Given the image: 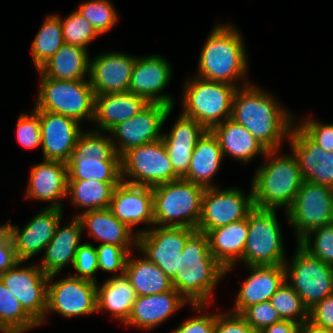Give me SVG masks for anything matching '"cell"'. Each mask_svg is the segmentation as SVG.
Here are the masks:
<instances>
[{"label": "cell", "instance_id": "obj_1", "mask_svg": "<svg viewBox=\"0 0 333 333\" xmlns=\"http://www.w3.org/2000/svg\"><path fill=\"white\" fill-rule=\"evenodd\" d=\"M270 93L253 82L237 88L231 119L249 130L267 150L282 149L296 116Z\"/></svg>", "mask_w": 333, "mask_h": 333}, {"label": "cell", "instance_id": "obj_2", "mask_svg": "<svg viewBox=\"0 0 333 333\" xmlns=\"http://www.w3.org/2000/svg\"><path fill=\"white\" fill-rule=\"evenodd\" d=\"M242 36L232 23H217L202 46L195 76L237 88L250 84L249 58Z\"/></svg>", "mask_w": 333, "mask_h": 333}, {"label": "cell", "instance_id": "obj_3", "mask_svg": "<svg viewBox=\"0 0 333 333\" xmlns=\"http://www.w3.org/2000/svg\"><path fill=\"white\" fill-rule=\"evenodd\" d=\"M225 269L210 252L205 233L195 231L179 254V271L171 279L173 288L190 305H212L214 289L224 278Z\"/></svg>", "mask_w": 333, "mask_h": 333}, {"label": "cell", "instance_id": "obj_4", "mask_svg": "<svg viewBox=\"0 0 333 333\" xmlns=\"http://www.w3.org/2000/svg\"><path fill=\"white\" fill-rule=\"evenodd\" d=\"M280 150L267 151L264 164L257 167L250 184L255 207L284 208L286 212L292 206L304 179L292 151L285 155Z\"/></svg>", "mask_w": 333, "mask_h": 333}, {"label": "cell", "instance_id": "obj_5", "mask_svg": "<svg viewBox=\"0 0 333 333\" xmlns=\"http://www.w3.org/2000/svg\"><path fill=\"white\" fill-rule=\"evenodd\" d=\"M66 164L68 180L122 181L121 157L108 132L84 130Z\"/></svg>", "mask_w": 333, "mask_h": 333}, {"label": "cell", "instance_id": "obj_6", "mask_svg": "<svg viewBox=\"0 0 333 333\" xmlns=\"http://www.w3.org/2000/svg\"><path fill=\"white\" fill-rule=\"evenodd\" d=\"M152 190L154 225L197 229L205 188L180 178Z\"/></svg>", "mask_w": 333, "mask_h": 333}, {"label": "cell", "instance_id": "obj_7", "mask_svg": "<svg viewBox=\"0 0 333 333\" xmlns=\"http://www.w3.org/2000/svg\"><path fill=\"white\" fill-rule=\"evenodd\" d=\"M39 90L34 111L61 114L83 123L95 115V93L89 80H57L45 77L39 70ZM85 120V121H84Z\"/></svg>", "mask_w": 333, "mask_h": 333}, {"label": "cell", "instance_id": "obj_8", "mask_svg": "<svg viewBox=\"0 0 333 333\" xmlns=\"http://www.w3.org/2000/svg\"><path fill=\"white\" fill-rule=\"evenodd\" d=\"M237 87L197 76L185 81L181 114L195 119L207 130L231 118L232 102Z\"/></svg>", "mask_w": 333, "mask_h": 333}, {"label": "cell", "instance_id": "obj_9", "mask_svg": "<svg viewBox=\"0 0 333 333\" xmlns=\"http://www.w3.org/2000/svg\"><path fill=\"white\" fill-rule=\"evenodd\" d=\"M276 211L254 207L248 214V237L242 256L245 266L284 265L287 260Z\"/></svg>", "mask_w": 333, "mask_h": 333}, {"label": "cell", "instance_id": "obj_10", "mask_svg": "<svg viewBox=\"0 0 333 333\" xmlns=\"http://www.w3.org/2000/svg\"><path fill=\"white\" fill-rule=\"evenodd\" d=\"M291 262L285 261V280L310 309L333 294V267L311 256L298 243Z\"/></svg>", "mask_w": 333, "mask_h": 333}, {"label": "cell", "instance_id": "obj_11", "mask_svg": "<svg viewBox=\"0 0 333 333\" xmlns=\"http://www.w3.org/2000/svg\"><path fill=\"white\" fill-rule=\"evenodd\" d=\"M121 178L126 183L151 187L180 179L162 139L126 151L121 156Z\"/></svg>", "mask_w": 333, "mask_h": 333}, {"label": "cell", "instance_id": "obj_12", "mask_svg": "<svg viewBox=\"0 0 333 333\" xmlns=\"http://www.w3.org/2000/svg\"><path fill=\"white\" fill-rule=\"evenodd\" d=\"M57 275H49L46 311L44 320L39 325L47 322V317L51 313H56L64 318L97 313V283L74 277L71 274L54 281Z\"/></svg>", "mask_w": 333, "mask_h": 333}, {"label": "cell", "instance_id": "obj_13", "mask_svg": "<svg viewBox=\"0 0 333 333\" xmlns=\"http://www.w3.org/2000/svg\"><path fill=\"white\" fill-rule=\"evenodd\" d=\"M284 214L298 243L311 230L333 223V188L303 181L292 206Z\"/></svg>", "mask_w": 333, "mask_h": 333}, {"label": "cell", "instance_id": "obj_14", "mask_svg": "<svg viewBox=\"0 0 333 333\" xmlns=\"http://www.w3.org/2000/svg\"><path fill=\"white\" fill-rule=\"evenodd\" d=\"M254 207L252 187L248 194L238 187L206 188L196 231L206 233L208 230L243 220Z\"/></svg>", "mask_w": 333, "mask_h": 333}, {"label": "cell", "instance_id": "obj_15", "mask_svg": "<svg viewBox=\"0 0 333 333\" xmlns=\"http://www.w3.org/2000/svg\"><path fill=\"white\" fill-rule=\"evenodd\" d=\"M173 109L162 103H149L134 117L114 126L108 133L116 153L121 157L131 148L160 140Z\"/></svg>", "mask_w": 333, "mask_h": 333}, {"label": "cell", "instance_id": "obj_16", "mask_svg": "<svg viewBox=\"0 0 333 333\" xmlns=\"http://www.w3.org/2000/svg\"><path fill=\"white\" fill-rule=\"evenodd\" d=\"M195 231L187 227L154 225L148 231L138 234L137 250L172 279L179 271V254Z\"/></svg>", "mask_w": 333, "mask_h": 333}, {"label": "cell", "instance_id": "obj_17", "mask_svg": "<svg viewBox=\"0 0 333 333\" xmlns=\"http://www.w3.org/2000/svg\"><path fill=\"white\" fill-rule=\"evenodd\" d=\"M24 263L18 261L5 270L0 279L16 296L23 309L40 324L44 320L46 311L49 276L43 272L38 263L25 266Z\"/></svg>", "mask_w": 333, "mask_h": 333}, {"label": "cell", "instance_id": "obj_18", "mask_svg": "<svg viewBox=\"0 0 333 333\" xmlns=\"http://www.w3.org/2000/svg\"><path fill=\"white\" fill-rule=\"evenodd\" d=\"M172 67L160 54L137 56L129 92L144 97L149 103H162L174 108V97L163 93L172 80Z\"/></svg>", "mask_w": 333, "mask_h": 333}, {"label": "cell", "instance_id": "obj_19", "mask_svg": "<svg viewBox=\"0 0 333 333\" xmlns=\"http://www.w3.org/2000/svg\"><path fill=\"white\" fill-rule=\"evenodd\" d=\"M62 213L63 209L45 207L22 229L18 225H12L11 219L6 221L18 261L27 262L38 253L44 252L62 220Z\"/></svg>", "mask_w": 333, "mask_h": 333}, {"label": "cell", "instance_id": "obj_20", "mask_svg": "<svg viewBox=\"0 0 333 333\" xmlns=\"http://www.w3.org/2000/svg\"><path fill=\"white\" fill-rule=\"evenodd\" d=\"M109 209L119 221L127 224L137 234L148 231L154 226L152 187L121 181L113 191ZM141 224L148 226L143 229L134 228Z\"/></svg>", "mask_w": 333, "mask_h": 333}, {"label": "cell", "instance_id": "obj_21", "mask_svg": "<svg viewBox=\"0 0 333 333\" xmlns=\"http://www.w3.org/2000/svg\"><path fill=\"white\" fill-rule=\"evenodd\" d=\"M90 58L88 78L95 95L129 92L137 56L114 50Z\"/></svg>", "mask_w": 333, "mask_h": 333}, {"label": "cell", "instance_id": "obj_22", "mask_svg": "<svg viewBox=\"0 0 333 333\" xmlns=\"http://www.w3.org/2000/svg\"><path fill=\"white\" fill-rule=\"evenodd\" d=\"M35 112L40 120L42 159L67 163L85 129L71 117L47 111Z\"/></svg>", "mask_w": 333, "mask_h": 333}, {"label": "cell", "instance_id": "obj_23", "mask_svg": "<svg viewBox=\"0 0 333 333\" xmlns=\"http://www.w3.org/2000/svg\"><path fill=\"white\" fill-rule=\"evenodd\" d=\"M288 143L304 181L333 188V151L323 150L296 122L292 126Z\"/></svg>", "mask_w": 333, "mask_h": 333}, {"label": "cell", "instance_id": "obj_24", "mask_svg": "<svg viewBox=\"0 0 333 333\" xmlns=\"http://www.w3.org/2000/svg\"><path fill=\"white\" fill-rule=\"evenodd\" d=\"M25 197L31 200L51 202L47 207L63 209L67 198V164L44 160L31 167Z\"/></svg>", "mask_w": 333, "mask_h": 333}, {"label": "cell", "instance_id": "obj_25", "mask_svg": "<svg viewBox=\"0 0 333 333\" xmlns=\"http://www.w3.org/2000/svg\"><path fill=\"white\" fill-rule=\"evenodd\" d=\"M190 303L174 288L167 292L137 296L133 308L124 325L151 331L156 329L182 307Z\"/></svg>", "mask_w": 333, "mask_h": 333}, {"label": "cell", "instance_id": "obj_26", "mask_svg": "<svg viewBox=\"0 0 333 333\" xmlns=\"http://www.w3.org/2000/svg\"><path fill=\"white\" fill-rule=\"evenodd\" d=\"M251 271L243 281L230 312L241 314L247 307L270 301L285 281L284 265H247Z\"/></svg>", "mask_w": 333, "mask_h": 333}, {"label": "cell", "instance_id": "obj_27", "mask_svg": "<svg viewBox=\"0 0 333 333\" xmlns=\"http://www.w3.org/2000/svg\"><path fill=\"white\" fill-rule=\"evenodd\" d=\"M207 129L195 119L180 114L170 131L163 132V143L174 172L182 178L188 171L196 143Z\"/></svg>", "mask_w": 333, "mask_h": 333}, {"label": "cell", "instance_id": "obj_28", "mask_svg": "<svg viewBox=\"0 0 333 333\" xmlns=\"http://www.w3.org/2000/svg\"><path fill=\"white\" fill-rule=\"evenodd\" d=\"M78 218L83 230L98 244L116 245L128 253L137 250V236L127 224L119 221L109 208L81 213ZM135 249V250H134Z\"/></svg>", "mask_w": 333, "mask_h": 333}, {"label": "cell", "instance_id": "obj_29", "mask_svg": "<svg viewBox=\"0 0 333 333\" xmlns=\"http://www.w3.org/2000/svg\"><path fill=\"white\" fill-rule=\"evenodd\" d=\"M57 226L56 232L44 249L39 267L46 275L59 274L65 266L73 265L75 254L81 244L83 228L78 217Z\"/></svg>", "mask_w": 333, "mask_h": 333}, {"label": "cell", "instance_id": "obj_30", "mask_svg": "<svg viewBox=\"0 0 333 333\" xmlns=\"http://www.w3.org/2000/svg\"><path fill=\"white\" fill-rule=\"evenodd\" d=\"M205 234L211 254L228 275L237 263H242L248 237V217L208 230Z\"/></svg>", "mask_w": 333, "mask_h": 333}, {"label": "cell", "instance_id": "obj_31", "mask_svg": "<svg viewBox=\"0 0 333 333\" xmlns=\"http://www.w3.org/2000/svg\"><path fill=\"white\" fill-rule=\"evenodd\" d=\"M149 102L131 92L95 95L94 129L109 132L114 126L134 117Z\"/></svg>", "mask_w": 333, "mask_h": 333}, {"label": "cell", "instance_id": "obj_32", "mask_svg": "<svg viewBox=\"0 0 333 333\" xmlns=\"http://www.w3.org/2000/svg\"><path fill=\"white\" fill-rule=\"evenodd\" d=\"M217 137L224 158L248 164L256 156H265L267 149L244 126L229 118L211 129Z\"/></svg>", "mask_w": 333, "mask_h": 333}, {"label": "cell", "instance_id": "obj_33", "mask_svg": "<svg viewBox=\"0 0 333 333\" xmlns=\"http://www.w3.org/2000/svg\"><path fill=\"white\" fill-rule=\"evenodd\" d=\"M223 159L217 137L211 130H207L196 143L189 169L182 178L205 189L217 187L213 182L214 176L220 170Z\"/></svg>", "mask_w": 333, "mask_h": 333}, {"label": "cell", "instance_id": "obj_34", "mask_svg": "<svg viewBox=\"0 0 333 333\" xmlns=\"http://www.w3.org/2000/svg\"><path fill=\"white\" fill-rule=\"evenodd\" d=\"M96 290L97 313L110 312L112 318L124 325L137 297L128 277L125 274L108 277L102 284H96Z\"/></svg>", "mask_w": 333, "mask_h": 333}, {"label": "cell", "instance_id": "obj_35", "mask_svg": "<svg viewBox=\"0 0 333 333\" xmlns=\"http://www.w3.org/2000/svg\"><path fill=\"white\" fill-rule=\"evenodd\" d=\"M89 50L71 44H64L39 71L57 80H89Z\"/></svg>", "mask_w": 333, "mask_h": 333}, {"label": "cell", "instance_id": "obj_36", "mask_svg": "<svg viewBox=\"0 0 333 333\" xmlns=\"http://www.w3.org/2000/svg\"><path fill=\"white\" fill-rule=\"evenodd\" d=\"M125 275L130 280L136 296L152 295L173 289L171 279L155 263L143 255L137 257L134 251L128 255Z\"/></svg>", "mask_w": 333, "mask_h": 333}, {"label": "cell", "instance_id": "obj_37", "mask_svg": "<svg viewBox=\"0 0 333 333\" xmlns=\"http://www.w3.org/2000/svg\"><path fill=\"white\" fill-rule=\"evenodd\" d=\"M120 182H102L94 180H68L67 199H70L72 206L81 208L73 217L81 213L106 209L110 206L112 194Z\"/></svg>", "mask_w": 333, "mask_h": 333}, {"label": "cell", "instance_id": "obj_38", "mask_svg": "<svg viewBox=\"0 0 333 333\" xmlns=\"http://www.w3.org/2000/svg\"><path fill=\"white\" fill-rule=\"evenodd\" d=\"M31 44L32 60L37 71L65 44L58 14L46 16Z\"/></svg>", "mask_w": 333, "mask_h": 333}, {"label": "cell", "instance_id": "obj_39", "mask_svg": "<svg viewBox=\"0 0 333 333\" xmlns=\"http://www.w3.org/2000/svg\"><path fill=\"white\" fill-rule=\"evenodd\" d=\"M39 326L0 279V333H26Z\"/></svg>", "mask_w": 333, "mask_h": 333}, {"label": "cell", "instance_id": "obj_40", "mask_svg": "<svg viewBox=\"0 0 333 333\" xmlns=\"http://www.w3.org/2000/svg\"><path fill=\"white\" fill-rule=\"evenodd\" d=\"M270 302L283 320H292L301 324L309 319V309L286 280L273 294Z\"/></svg>", "mask_w": 333, "mask_h": 333}, {"label": "cell", "instance_id": "obj_41", "mask_svg": "<svg viewBox=\"0 0 333 333\" xmlns=\"http://www.w3.org/2000/svg\"><path fill=\"white\" fill-rule=\"evenodd\" d=\"M76 10L100 35L108 33L118 23V12L110 0H87Z\"/></svg>", "mask_w": 333, "mask_h": 333}, {"label": "cell", "instance_id": "obj_42", "mask_svg": "<svg viewBox=\"0 0 333 333\" xmlns=\"http://www.w3.org/2000/svg\"><path fill=\"white\" fill-rule=\"evenodd\" d=\"M63 39L65 44L78 45L88 50V46L100 34L95 28L83 18L77 10L71 11L65 19L61 18Z\"/></svg>", "mask_w": 333, "mask_h": 333}, {"label": "cell", "instance_id": "obj_43", "mask_svg": "<svg viewBox=\"0 0 333 333\" xmlns=\"http://www.w3.org/2000/svg\"><path fill=\"white\" fill-rule=\"evenodd\" d=\"M298 244L311 256L333 267V223L311 230Z\"/></svg>", "mask_w": 333, "mask_h": 333}, {"label": "cell", "instance_id": "obj_44", "mask_svg": "<svg viewBox=\"0 0 333 333\" xmlns=\"http://www.w3.org/2000/svg\"><path fill=\"white\" fill-rule=\"evenodd\" d=\"M96 246L90 242H82L75 254L72 268L75 274L72 276L98 283L96 273L99 271Z\"/></svg>", "mask_w": 333, "mask_h": 333}, {"label": "cell", "instance_id": "obj_45", "mask_svg": "<svg viewBox=\"0 0 333 333\" xmlns=\"http://www.w3.org/2000/svg\"><path fill=\"white\" fill-rule=\"evenodd\" d=\"M96 249L99 271L113 273L112 276L125 274L126 261L129 255L125 249L109 244H98Z\"/></svg>", "mask_w": 333, "mask_h": 333}, {"label": "cell", "instance_id": "obj_46", "mask_svg": "<svg viewBox=\"0 0 333 333\" xmlns=\"http://www.w3.org/2000/svg\"><path fill=\"white\" fill-rule=\"evenodd\" d=\"M16 140L27 149L41 146V129L39 115L32 110L31 114L21 113L16 123Z\"/></svg>", "mask_w": 333, "mask_h": 333}, {"label": "cell", "instance_id": "obj_47", "mask_svg": "<svg viewBox=\"0 0 333 333\" xmlns=\"http://www.w3.org/2000/svg\"><path fill=\"white\" fill-rule=\"evenodd\" d=\"M208 308L204 304L190 305V309L196 313L194 317L185 319L171 333H214L216 323V313H205Z\"/></svg>", "mask_w": 333, "mask_h": 333}, {"label": "cell", "instance_id": "obj_48", "mask_svg": "<svg viewBox=\"0 0 333 333\" xmlns=\"http://www.w3.org/2000/svg\"><path fill=\"white\" fill-rule=\"evenodd\" d=\"M295 117L296 124L323 150L327 152L333 151V123H323L310 116L298 120Z\"/></svg>", "mask_w": 333, "mask_h": 333}, {"label": "cell", "instance_id": "obj_49", "mask_svg": "<svg viewBox=\"0 0 333 333\" xmlns=\"http://www.w3.org/2000/svg\"><path fill=\"white\" fill-rule=\"evenodd\" d=\"M240 315L257 332L283 320L270 301L249 306Z\"/></svg>", "mask_w": 333, "mask_h": 333}, {"label": "cell", "instance_id": "obj_50", "mask_svg": "<svg viewBox=\"0 0 333 333\" xmlns=\"http://www.w3.org/2000/svg\"><path fill=\"white\" fill-rule=\"evenodd\" d=\"M214 333H258L240 315L230 311L216 313Z\"/></svg>", "mask_w": 333, "mask_h": 333}, {"label": "cell", "instance_id": "obj_51", "mask_svg": "<svg viewBox=\"0 0 333 333\" xmlns=\"http://www.w3.org/2000/svg\"><path fill=\"white\" fill-rule=\"evenodd\" d=\"M18 262L14 245L10 235L9 226L0 225V277L8 268H11Z\"/></svg>", "mask_w": 333, "mask_h": 333}, {"label": "cell", "instance_id": "obj_52", "mask_svg": "<svg viewBox=\"0 0 333 333\" xmlns=\"http://www.w3.org/2000/svg\"><path fill=\"white\" fill-rule=\"evenodd\" d=\"M309 320L318 326L333 330V294L309 309Z\"/></svg>", "mask_w": 333, "mask_h": 333}, {"label": "cell", "instance_id": "obj_53", "mask_svg": "<svg viewBox=\"0 0 333 333\" xmlns=\"http://www.w3.org/2000/svg\"><path fill=\"white\" fill-rule=\"evenodd\" d=\"M300 324L292 320H282L263 328L258 333H298Z\"/></svg>", "mask_w": 333, "mask_h": 333}, {"label": "cell", "instance_id": "obj_54", "mask_svg": "<svg viewBox=\"0 0 333 333\" xmlns=\"http://www.w3.org/2000/svg\"><path fill=\"white\" fill-rule=\"evenodd\" d=\"M298 333H333V330L318 326L307 319L300 324Z\"/></svg>", "mask_w": 333, "mask_h": 333}]
</instances>
